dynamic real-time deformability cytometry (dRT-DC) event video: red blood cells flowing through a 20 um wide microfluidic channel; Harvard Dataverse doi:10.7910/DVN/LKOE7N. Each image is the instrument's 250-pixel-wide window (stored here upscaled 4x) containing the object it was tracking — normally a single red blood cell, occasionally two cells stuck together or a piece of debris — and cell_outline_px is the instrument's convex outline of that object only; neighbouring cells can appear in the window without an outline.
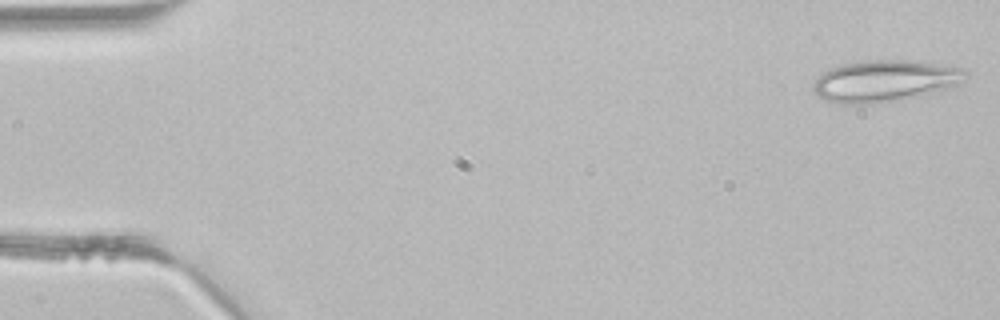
{"species": "common noctule bat (a hibernating species)", "species_latin": "Nyctalus noctula", "temperature_condition": "room temperature", "stored_images_in_passage": 4, "camera_frame_rate_fps": 3000, "um_per_image_px": 0.085, "animal": {"sex": "male", "body_mass_g": 21.5, "forearm_length_mm": 52.0}, "frame": {"image": 1, "passage_image": 1, "time_ms": 0.0, "image_size_px": [1000, 320], "cell_outline_px": [[968, 76], [964, 80], [952, 88], [872, 104], [840, 104], [824, 100], [816, 96], [812, 92], [812, 84], [816, 76], [820, 72], [844, 64], [876, 60], [904, 60], [960, 68], [968, 72]], "centroid_in_image_um": [75.11, 6.89], "position_along_channel_um": 9.9, "area_um2": 36.59}}